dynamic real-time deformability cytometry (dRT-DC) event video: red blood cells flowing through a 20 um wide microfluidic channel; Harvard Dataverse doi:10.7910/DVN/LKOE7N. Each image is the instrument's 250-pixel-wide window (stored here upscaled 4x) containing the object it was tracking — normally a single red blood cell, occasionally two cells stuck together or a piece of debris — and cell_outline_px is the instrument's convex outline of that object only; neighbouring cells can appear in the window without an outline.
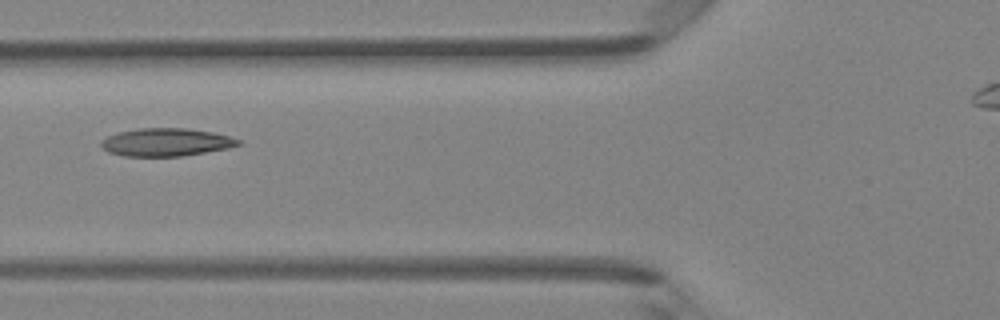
{"species": "Egyptian fruit bat (a non-hibernating species)", "species_latin": "Rousettus aegyptiacus", "temperature_condition": "room temperature", "stored_images_in_passage": 5, "camera_frame_rate_fps": 3000, "um_per_image_px": 0.085, "animal": {"sex": "female"}, "frame": {"image": 1, "passage_image": 5, "time_ms": 1.333, "image_size_px": [1000, 320], "cell_outline_px": [[244, 144], [228, 148], [180, 156], [124, 156], [108, 152], [100, 144], [100, 140], [108, 136], [120, 132], [140, 128], [184, 128], [212, 132], [228, 136], [240, 140]], "centroid_in_image_um": [14.12, 12.09], "position_along_channel_um": 111.7, "area_um2": 22.14}}